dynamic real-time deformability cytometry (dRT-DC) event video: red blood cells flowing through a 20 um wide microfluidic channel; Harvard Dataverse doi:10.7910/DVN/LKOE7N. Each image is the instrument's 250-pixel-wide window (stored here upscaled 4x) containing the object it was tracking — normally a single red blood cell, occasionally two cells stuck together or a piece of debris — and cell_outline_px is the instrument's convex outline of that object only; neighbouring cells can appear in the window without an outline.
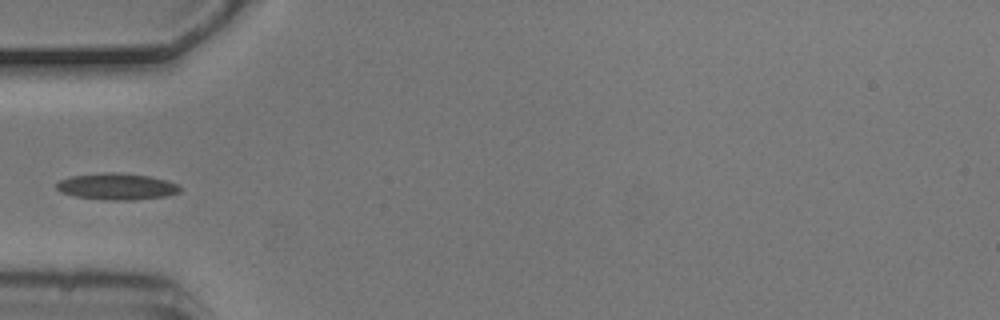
{"species": "common noctule bat (a hibernating species)", "species_latin": "Nyctalus noctula", "temperature_condition": "cold", "stored_images_in_passage": 4, "camera_frame_rate_fps": 3000, "um_per_image_px": 0.085, "animal": {"sex": "male", "body_mass_g": 20.5, "forearm_length_mm": 52.5}, "frame": {"image": 1, "passage_image": 4, "time_ms": 1.0, "image_size_px": [1000, 320], "cell_outline_px": [[180, 192], [164, 196], [132, 200], [104, 200], [76, 196], [60, 192], [56, 188], [56, 184], [60, 180], [72, 176], [104, 172], [116, 172], [152, 176], [168, 180], [176, 184], [180, 188]], "centroid_in_image_um": [9.92, 15.84], "position_along_channel_um": 75.1, "area_um2": 19.07}}